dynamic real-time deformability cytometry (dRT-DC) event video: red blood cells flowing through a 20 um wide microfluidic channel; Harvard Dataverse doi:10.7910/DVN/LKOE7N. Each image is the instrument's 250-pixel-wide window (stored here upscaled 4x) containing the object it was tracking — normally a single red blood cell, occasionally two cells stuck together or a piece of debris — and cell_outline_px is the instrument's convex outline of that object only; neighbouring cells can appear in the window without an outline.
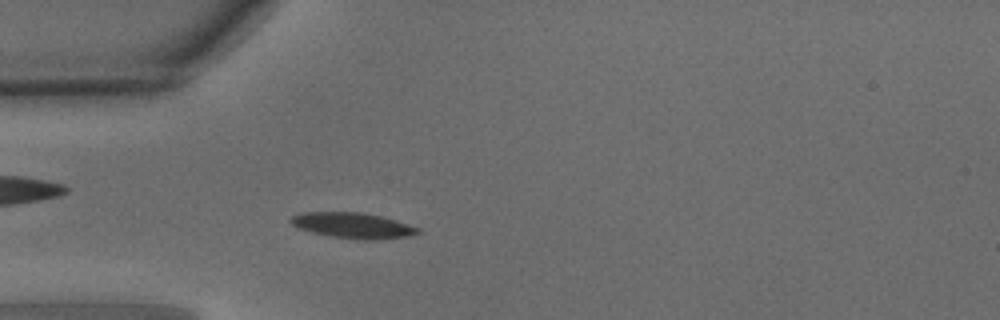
{"species": "common noctule bat (a hibernating species)", "species_latin": "Nyctalus noctula", "temperature_condition": "warm", "stored_images_in_passage": 49, "camera_frame_rate_fps": 3000, "um_per_image_px": 0.085, "animal": {"sex": "male", "body_mass_g": 15.6}, "frame": {"image": 1, "passage_image": 14, "time_ms": 4.333, "image_size_px": [1000, 320], "cell_outline_px": [[420, 232], [408, 236], [380, 240], [364, 240], [332, 236], [312, 232], [296, 228], [288, 220], [292, 216], [300, 212], [360, 212], [380, 216], [396, 220], [420, 228]], "centroid_in_image_um": [29.97, 19.16], "position_along_channel_um": 55.0, "area_um2": 19.02}}
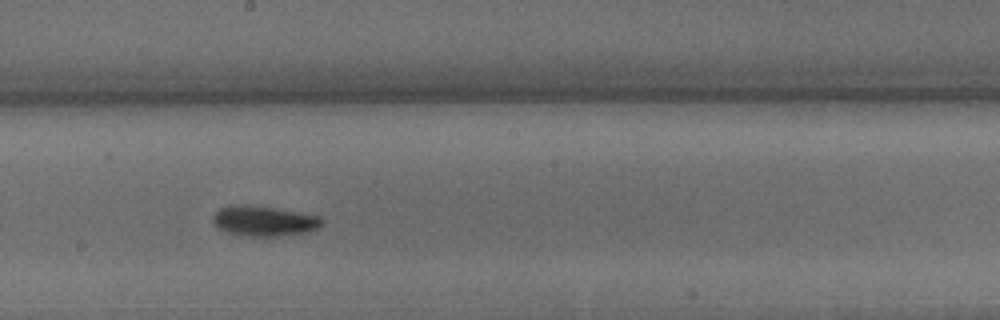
{"frame": {"image": 2, "passage_image": 27, "time_ms": 8.667, "image_size_px": [1000, 320], "cell_outline_px": [[324, 220], [316, 228], [308, 232], [276, 236], [244, 236], [224, 232], [216, 228], [212, 220], [212, 216], [220, 208], [240, 204], [244, 204], [272, 208], [320, 216]], "centroid_in_image_um": [22.37, 18.8], "position_along_channel_um": 225.8, "area_um2": 19.07}}
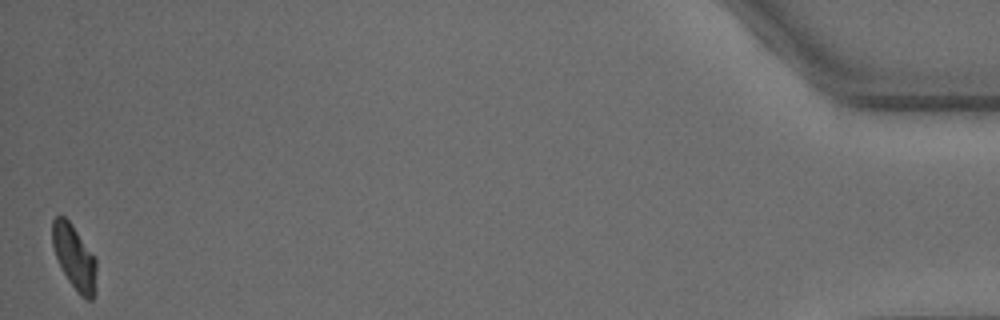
{"frame": {"image": 3, "passage_image": 49, "time_ms": 16.0, "image_size_px": [1000, 320], "cell_outline_px": [[96, 292], [92, 300], [84, 300], [80, 296], [68, 280], [56, 256], [52, 244], [52, 220], [56, 216], [64, 216], [72, 224], [96, 260]], "centroid_in_image_um": [6.33, 21.9], "position_along_channel_um": 428.9, "area_um2": 16.47}, "authors_computed_cell_mechanics": {"area_um2": 17.5134, "velocity_mm_per_s": 4.0534, "shape_relaxation_time_tau1_ms": 2.7137, "shape_relaxation_time_tau2_ms": null, "deformation_change_tau1": 0.1336, "deformation_change_tau2": null}}